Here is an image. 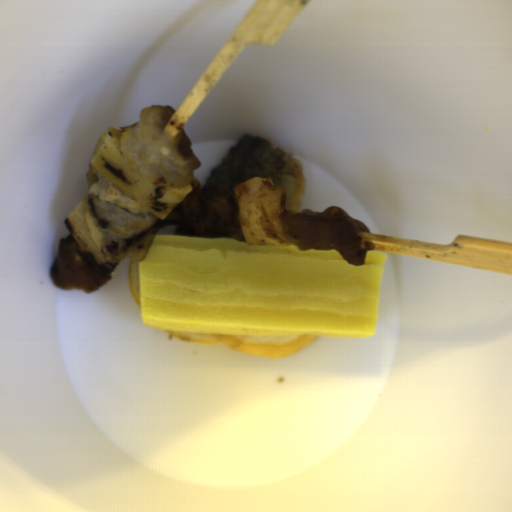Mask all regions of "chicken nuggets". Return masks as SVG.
Listing matches in <instances>:
<instances>
[{"instance_id":"chicken-nuggets-2","label":"chicken nuggets","mask_w":512,"mask_h":512,"mask_svg":"<svg viewBox=\"0 0 512 512\" xmlns=\"http://www.w3.org/2000/svg\"><path fill=\"white\" fill-rule=\"evenodd\" d=\"M175 111L170 105L144 108L138 123L121 127L119 143L124 161L149 183L181 188L201 163L184 129L177 136L164 130Z\"/></svg>"},{"instance_id":"chicken-nuggets-5","label":"chicken nuggets","mask_w":512,"mask_h":512,"mask_svg":"<svg viewBox=\"0 0 512 512\" xmlns=\"http://www.w3.org/2000/svg\"><path fill=\"white\" fill-rule=\"evenodd\" d=\"M50 275L53 285L58 289H81L90 295L113 278V271L102 277L93 263L80 252L69 233L66 238L59 239L57 258Z\"/></svg>"},{"instance_id":"chicken-nuggets-1","label":"chicken nuggets","mask_w":512,"mask_h":512,"mask_svg":"<svg viewBox=\"0 0 512 512\" xmlns=\"http://www.w3.org/2000/svg\"><path fill=\"white\" fill-rule=\"evenodd\" d=\"M86 182V222L101 256L115 262L123 259L143 261L166 221L129 198L91 161Z\"/></svg>"},{"instance_id":"chicken-nuggets-3","label":"chicken nuggets","mask_w":512,"mask_h":512,"mask_svg":"<svg viewBox=\"0 0 512 512\" xmlns=\"http://www.w3.org/2000/svg\"><path fill=\"white\" fill-rule=\"evenodd\" d=\"M280 219L289 243L297 251L335 250L348 264L364 265L366 250L361 246V234L370 231L344 209L332 206L323 212L285 210Z\"/></svg>"},{"instance_id":"chicken-nuggets-4","label":"chicken nuggets","mask_w":512,"mask_h":512,"mask_svg":"<svg viewBox=\"0 0 512 512\" xmlns=\"http://www.w3.org/2000/svg\"><path fill=\"white\" fill-rule=\"evenodd\" d=\"M180 219L174 233L179 236L220 238L246 241L234 193L220 184L200 187L184 196L177 205Z\"/></svg>"}]
</instances>
